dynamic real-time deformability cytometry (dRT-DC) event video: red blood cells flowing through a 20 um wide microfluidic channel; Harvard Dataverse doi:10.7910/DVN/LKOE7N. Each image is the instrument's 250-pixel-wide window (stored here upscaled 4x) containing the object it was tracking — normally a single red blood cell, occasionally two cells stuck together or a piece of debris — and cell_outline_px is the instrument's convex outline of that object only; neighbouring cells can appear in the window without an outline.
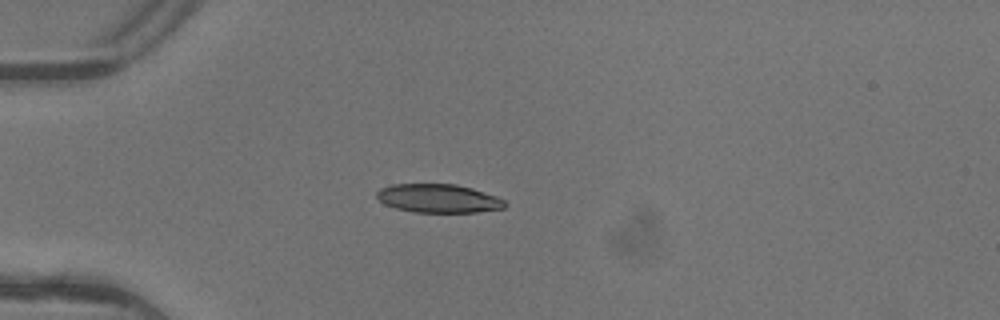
{"species": "common noctule bat (a hibernating species)", "species_latin": "Nyctalus noctula", "temperature_condition": "warm", "stored_images_in_passage": 1, "camera_frame_rate_fps": 3000, "um_per_image_px": 0.085, "animal": {"sex": "female"}, "frame": {"image": 1, "passage_image": 1, "time_ms": 0.0, "image_size_px": [1000, 320], "cell_outline_px": [[508, 204], [504, 208], [476, 212], [412, 212], [396, 208], [384, 204], [376, 196], [376, 192], [380, 188], [392, 184], [456, 184], [472, 188], [496, 196], [504, 200]], "centroid_in_image_um": [37.26, 16.86], "position_along_channel_um": 47.7, "area_um2": 21.39}}